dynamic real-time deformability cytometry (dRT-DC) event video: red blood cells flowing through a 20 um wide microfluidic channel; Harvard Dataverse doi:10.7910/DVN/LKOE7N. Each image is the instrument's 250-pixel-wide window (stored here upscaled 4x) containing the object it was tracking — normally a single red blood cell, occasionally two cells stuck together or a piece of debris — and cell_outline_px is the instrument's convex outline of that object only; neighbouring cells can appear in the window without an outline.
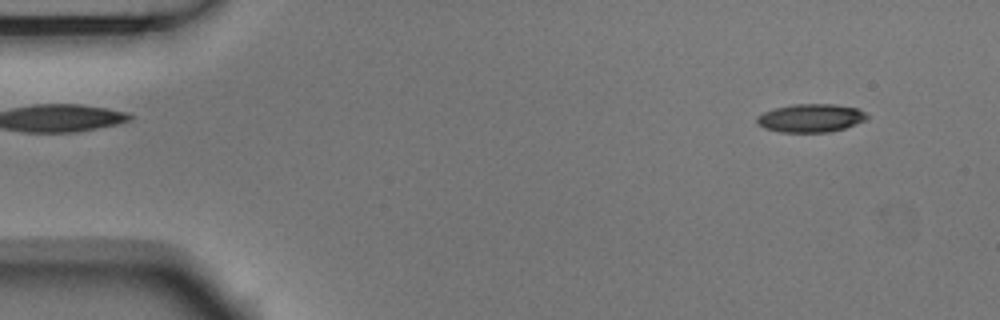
{"species": "Egyptian fruit bat (a non-hibernating species)", "species_latin": "Rousettus aegyptiacus", "temperature_condition": "room temperature", "stored_images_in_passage": 4, "camera_frame_rate_fps": 3000, "um_per_image_px": 0.085, "animal": {"sex": "male"}, "frame": {"image": 1, "passage_image": 1, "time_ms": 0.0, "image_size_px": [1000, 320], "cell_outline_px": [[868, 116], [864, 120], [844, 128], [828, 132], [780, 132], [764, 128], [756, 124], [756, 116], [764, 112], [776, 108], [792, 104], [836, 104], [856, 108], [864, 112]], "centroid_in_image_um": [68.86, 10.03], "position_along_channel_um": 16.1, "area_um2": 18.03}}
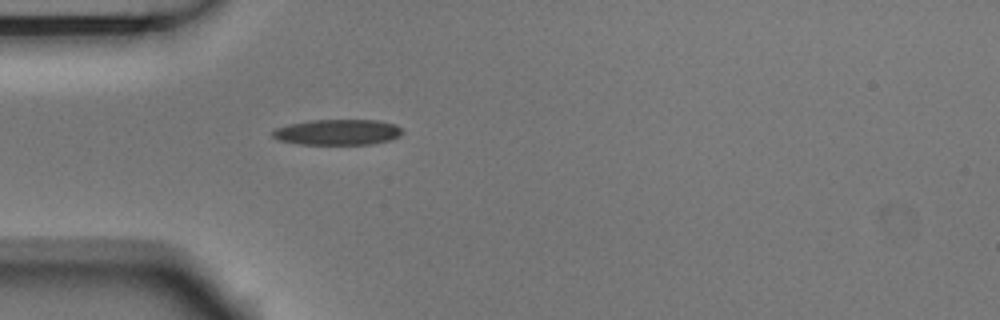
{"frame": {"image": 2, "passage_image": 4, "time_ms": 1.0, "image_size_px": [1000, 320], "cell_outline_px": [[404, 132], [400, 136], [388, 140], [368, 144], [300, 144], [276, 140], [272, 136], [272, 132], [276, 128], [288, 124], [308, 120], [376, 120], [396, 124]], "centroid_in_image_um": [28.67, 11.23], "position_along_channel_um": 56.3, "area_um2": 19.42}}